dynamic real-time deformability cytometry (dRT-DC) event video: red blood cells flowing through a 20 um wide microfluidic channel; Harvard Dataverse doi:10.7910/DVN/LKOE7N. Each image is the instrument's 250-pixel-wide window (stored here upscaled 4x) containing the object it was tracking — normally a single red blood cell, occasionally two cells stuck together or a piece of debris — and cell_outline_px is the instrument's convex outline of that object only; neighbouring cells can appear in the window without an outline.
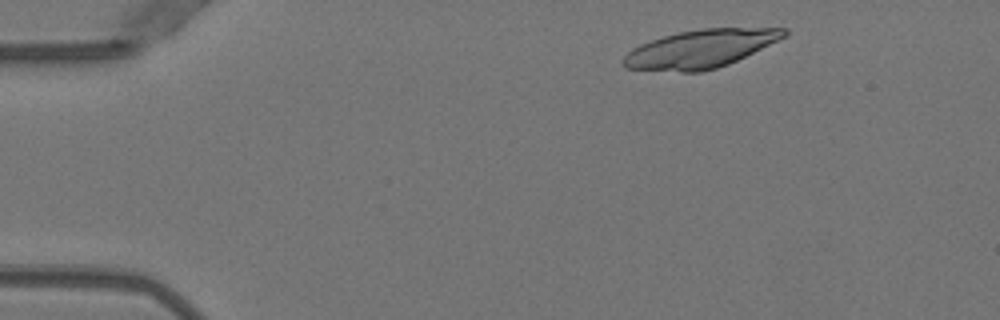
{"species": "Egyptian fruit bat (a non-hibernating species)", "species_latin": "Rousettus aegyptiacus", "temperature_condition": "warm", "stored_images_in_passage": 46, "camera_frame_rate_fps": 3000, "um_per_image_px": 0.085, "animal": {"sex": "female"}, "frame": {"image": 1, "passage_image": 3, "time_ms": 0.667, "image_size_px": [1000, 320], "cell_outline_px": [[788, 32], [784, 36], [728, 64], [716, 68], [700, 72], [680, 72], [624, 68], [620, 64], [620, 60], [632, 48], [640, 44], [664, 36], [680, 32], [704, 28], [788, 28]], "centroid_in_image_um": [59.44, 4.16], "position_along_channel_um": 25.6, "area_um2": 35.26}}